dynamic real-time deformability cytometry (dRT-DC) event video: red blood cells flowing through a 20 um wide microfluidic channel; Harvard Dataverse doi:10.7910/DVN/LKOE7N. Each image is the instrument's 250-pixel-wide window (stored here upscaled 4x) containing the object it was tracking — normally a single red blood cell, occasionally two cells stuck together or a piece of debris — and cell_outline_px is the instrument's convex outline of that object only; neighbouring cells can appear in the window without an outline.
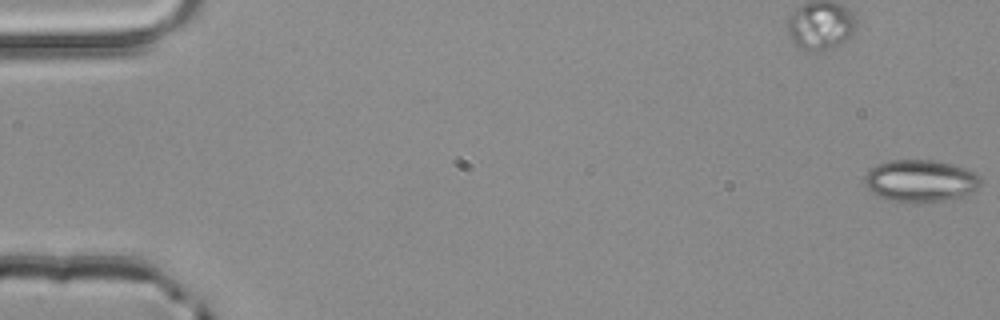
{"species": "common noctule bat (a hibernating species)", "species_latin": "Nyctalus noctula", "temperature_condition": "room temperature", "stored_images_in_passage": 4, "camera_frame_rate_fps": 3000, "um_per_image_px": 0.085, "animal": {"sex": "male", "body_mass_g": 20.4}, "frame": {"image": 1, "passage_image": 1, "time_ms": 0.0, "image_size_px": [1000, 320], "cell_outline_px": [[980, 184], [972, 192], [960, 196], [944, 200], [916, 204], [892, 200], [876, 196], [864, 184], [864, 176], [876, 164], [888, 160], [936, 160], [952, 164], [976, 172], [980, 176]], "centroid_in_image_um": [78.21, 15.37], "position_along_channel_um": 6.8, "area_um2": 28.67}}